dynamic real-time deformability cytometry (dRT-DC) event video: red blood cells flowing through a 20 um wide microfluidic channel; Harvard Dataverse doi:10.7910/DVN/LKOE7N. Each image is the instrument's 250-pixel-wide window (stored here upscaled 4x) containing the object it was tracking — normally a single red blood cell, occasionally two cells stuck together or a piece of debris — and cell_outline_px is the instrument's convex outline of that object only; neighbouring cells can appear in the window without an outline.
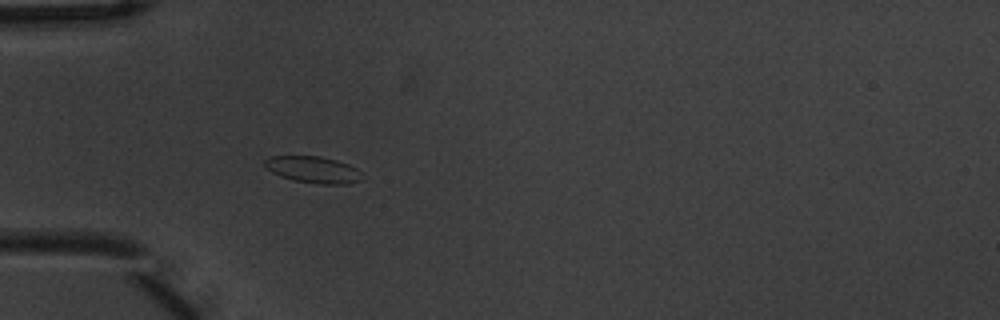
{"species": "common noctule bat (a hibernating species)", "species_latin": "Nyctalus noctula", "temperature_condition": "warm", "stored_images_in_passage": 1, "camera_frame_rate_fps": 3000, "um_per_image_px": 0.085, "animal": {"sex": "male", "body_mass_g": 20.1, "forearm_length_mm": 53.5}, "frame": {"image": 1, "passage_image": 1, "time_ms": 0.0, "image_size_px": [1000, 320], "cell_outline_px": [[364, 172], [360, 180], [348, 184], [316, 184], [292, 180], [280, 176], [264, 168], [264, 160], [268, 156], [320, 156], [336, 160], [348, 164]], "centroid_in_image_um": [26.61, 14.42], "position_along_channel_um": 58.4, "area_um2": 15.37}}